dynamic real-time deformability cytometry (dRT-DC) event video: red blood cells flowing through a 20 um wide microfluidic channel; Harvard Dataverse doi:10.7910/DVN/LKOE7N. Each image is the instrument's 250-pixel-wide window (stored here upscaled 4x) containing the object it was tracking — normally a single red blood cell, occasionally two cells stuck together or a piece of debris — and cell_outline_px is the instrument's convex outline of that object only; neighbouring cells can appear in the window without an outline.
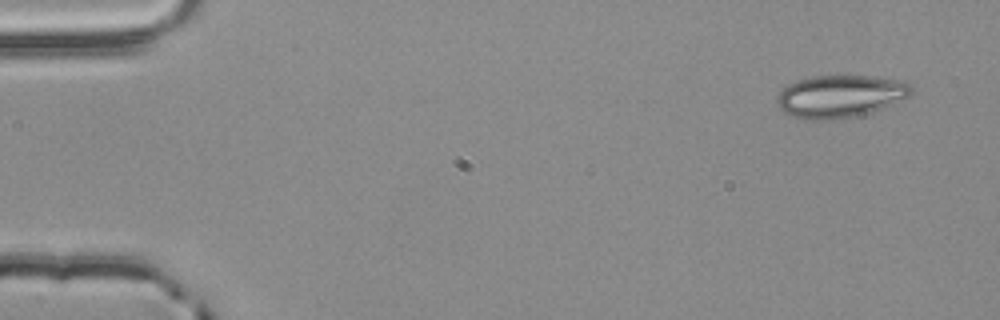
{"species": "common noctule bat (a hibernating species)", "species_latin": "Nyctalus noctula", "temperature_condition": "room temperature", "stored_images_in_passage": 4, "camera_frame_rate_fps": 3000, "um_per_image_px": 0.085, "animal": {"sex": "male", "body_mass_g": 20.4}, "frame": {"image": 1, "passage_image": 1, "time_ms": 0.0, "image_size_px": [1000, 320], "cell_outline_px": [[912, 92], [908, 96], [884, 108], [872, 112], [856, 116], [832, 120], [812, 120], [796, 116], [784, 112], [780, 108], [776, 100], [776, 96], [788, 84], [812, 76], [872, 76], [904, 80], [912, 84]], "centroid_in_image_um": [71.46, 8.18], "position_along_channel_um": 13.5, "area_um2": 33.23}}